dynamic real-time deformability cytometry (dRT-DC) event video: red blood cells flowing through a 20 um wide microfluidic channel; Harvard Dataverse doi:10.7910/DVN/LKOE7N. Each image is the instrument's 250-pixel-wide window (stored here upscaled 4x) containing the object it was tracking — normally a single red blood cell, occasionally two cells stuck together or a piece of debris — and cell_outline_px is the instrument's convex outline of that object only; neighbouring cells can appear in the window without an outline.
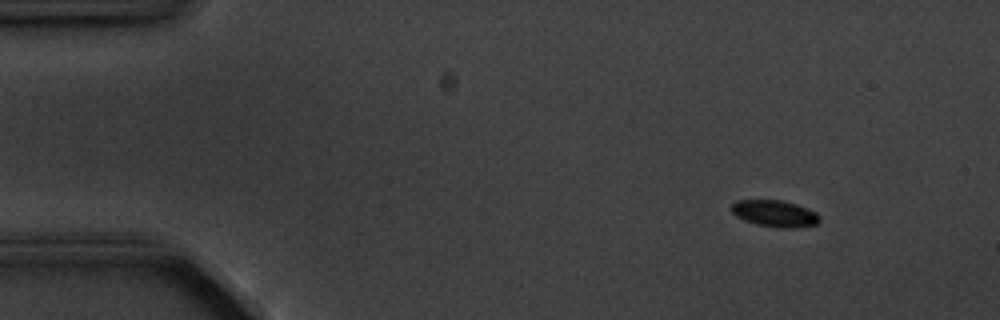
{"species": "common noctule bat (a hibernating species)", "species_latin": "Nyctalus noctula", "temperature_condition": "cold", "stored_images_in_passage": 8, "camera_frame_rate_fps": 3000, "um_per_image_px": 0.085, "animal": {"sex": "male", "body_mass_g": 20.1, "forearm_length_mm": 53.5}, "frame": {"image": 1, "passage_image": 1, "time_ms": 0.0, "image_size_px": [1000, 320], "cell_outline_px": [[820, 220], [816, 224], [792, 228], [780, 228], [756, 224], [744, 220], [736, 216], [732, 212], [732, 204], [736, 200], [780, 200], [796, 204], [808, 208], [816, 212], [820, 216]], "centroid_in_image_um": [65.87, 18.15], "position_along_channel_um": 19.1, "area_um2": 13.64}}
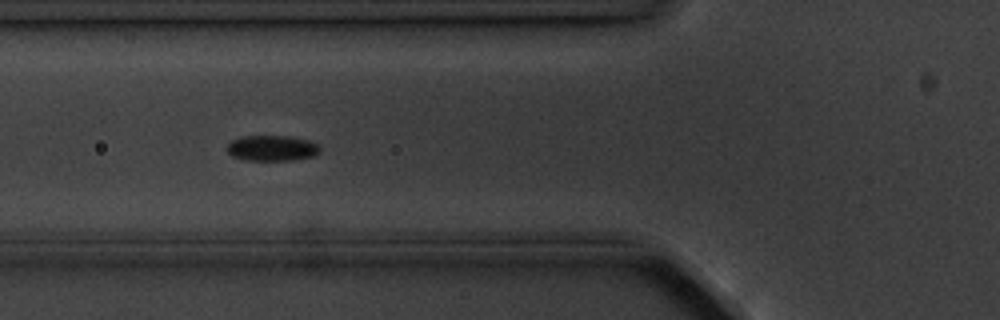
{"frame": {"image": 2, "passage_image": 5, "time_ms": 4.667, "image_size_px": [1000, 320], "cell_outline_px": [[320, 152], [316, 156], [292, 160], [244, 160], [232, 156], [224, 148], [232, 140], [240, 136], [292, 136], [308, 140], [316, 144], [320, 148]], "centroid_in_image_um": [23.1, 12.59], "position_along_channel_um": 102.7, "area_um2": 14.05}}